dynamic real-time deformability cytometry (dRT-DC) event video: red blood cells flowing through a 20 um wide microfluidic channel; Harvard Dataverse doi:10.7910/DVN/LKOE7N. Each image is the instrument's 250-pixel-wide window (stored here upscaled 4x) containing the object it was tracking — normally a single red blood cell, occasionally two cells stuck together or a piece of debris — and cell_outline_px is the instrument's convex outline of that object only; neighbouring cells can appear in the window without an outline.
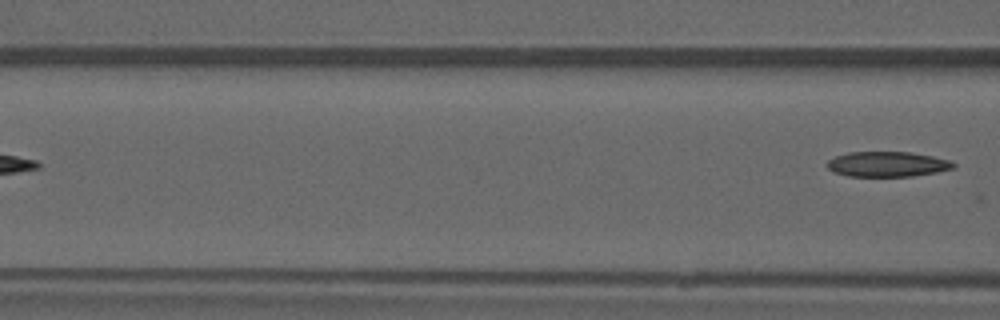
{"species": "common noctule bat (a hibernating species)", "species_latin": "Nyctalus noctula", "temperature_condition": "warm", "stored_images_in_passage": 6, "camera_frame_rate_fps": 3000, "um_per_image_px": 0.085, "animal": {"sex": "male", "forearm_length_mm": 52.5}, "frame": {"image": 1, "passage_image": 6, "time_ms": 7.0, "image_size_px": [1000, 320], "cell_outline_px": [[956, 168], [936, 172], [912, 176], [848, 176], [832, 172], [824, 164], [828, 160], [836, 156], [848, 152], [912, 152], [952, 160], [956, 164]], "centroid_in_image_um": [75.43, 13.95], "position_along_channel_um": 91.2, "area_um2": 18.73}}